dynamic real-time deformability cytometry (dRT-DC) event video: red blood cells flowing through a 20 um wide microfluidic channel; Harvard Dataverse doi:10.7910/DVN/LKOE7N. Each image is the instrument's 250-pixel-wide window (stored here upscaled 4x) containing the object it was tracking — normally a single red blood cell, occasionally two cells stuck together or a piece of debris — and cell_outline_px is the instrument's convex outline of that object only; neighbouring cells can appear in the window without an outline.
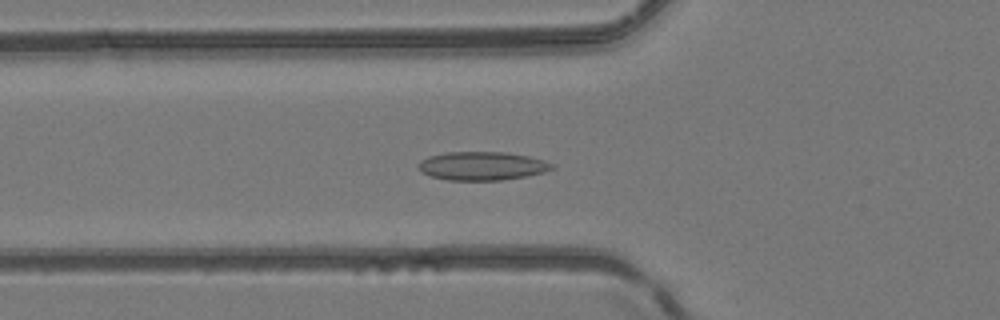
{"species": "common noctule bat (a hibernating species)", "species_latin": "Nyctalus noctula", "temperature_condition": "room temperature", "stored_images_in_passage": 51, "camera_frame_rate_fps": 3000, "um_per_image_px": 0.085, "animal": {"sex": "female", "body_mass_g": 24.6, "forearm_length_mm": 56.2}, "frame": {"image": 1, "passage_image": 19, "time_ms": 6.0, "image_size_px": [1000, 320], "cell_outline_px": [[556, 168], [544, 172], [524, 176], [500, 180], [448, 180], [432, 176], [420, 172], [416, 164], [420, 160], [428, 156], [448, 152], [508, 152], [528, 156], [544, 160], [556, 164]], "centroid_in_image_um": [40.98, 14.1], "position_along_channel_um": 84.8, "area_um2": 22.37}}
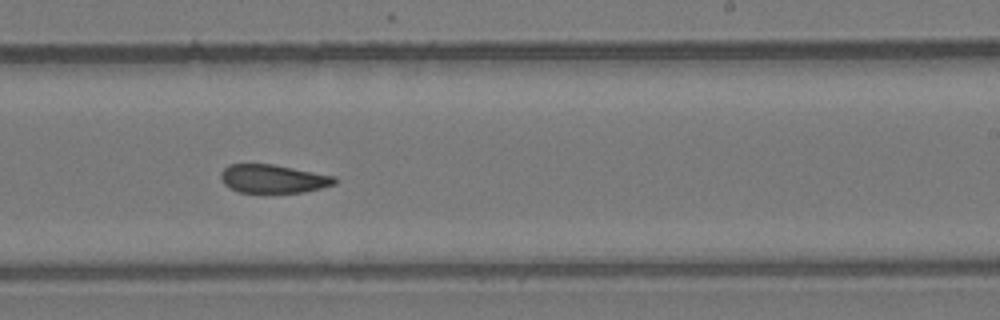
{"frame": {"image": 2, "passage_image": 32, "time_ms": 10.333, "image_size_px": [1000, 320], "cell_outline_px": [[340, 180], [336, 184], [304, 192], [240, 192], [224, 184], [220, 176], [220, 172], [228, 164], [272, 164], [336, 176]], "centroid_in_image_um": [23.25, 15.18], "position_along_channel_um": 265.7, "area_um2": 18.84}}
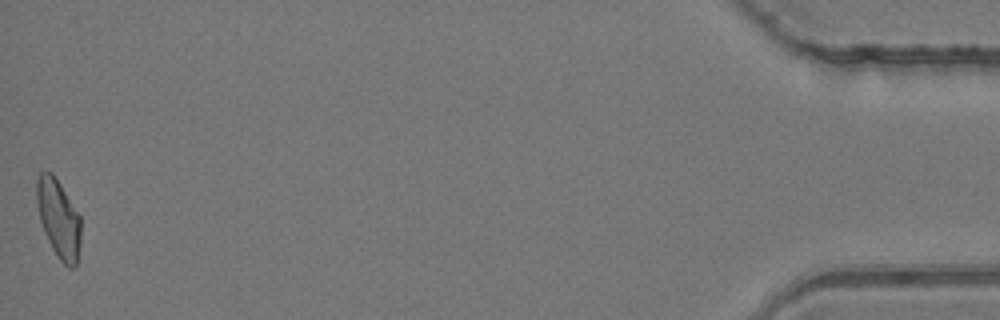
{"frame": {"image": 3, "passage_image": 51, "time_ms": 16.667, "image_size_px": [1000, 320], "cell_outline_px": [[80, 244], [76, 264], [72, 268], [68, 268], [56, 256], [44, 232], [40, 220], [36, 204], [36, 180], [40, 172], [52, 172], [60, 184], [80, 216]], "centroid_in_image_um": [4.96, 18.58], "position_along_channel_um": 430.2, "area_um2": 20.11}, "authors_computed_cell_mechanics": {"area_um2": 20.4034, "velocity_mm_per_s": 4.1624, "shape_relaxation_time_tau1_ms": null, "shape_relaxation_time_tau2_ms": 3.5487, "deformation_change_tau1": null, "deformation_change_tau2": 0.0957}}